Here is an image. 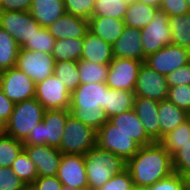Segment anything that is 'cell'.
Here are the masks:
<instances>
[{
  "label": "cell",
  "mask_w": 190,
  "mask_h": 190,
  "mask_svg": "<svg viewBox=\"0 0 190 190\" xmlns=\"http://www.w3.org/2000/svg\"><path fill=\"white\" fill-rule=\"evenodd\" d=\"M134 186L150 187L173 172L172 156L160 142L140 146L138 152L127 161Z\"/></svg>",
  "instance_id": "obj_1"
},
{
  "label": "cell",
  "mask_w": 190,
  "mask_h": 190,
  "mask_svg": "<svg viewBox=\"0 0 190 190\" xmlns=\"http://www.w3.org/2000/svg\"><path fill=\"white\" fill-rule=\"evenodd\" d=\"M106 86L105 82L80 84L70 97L71 114L96 131L108 121L104 111Z\"/></svg>",
  "instance_id": "obj_2"
},
{
  "label": "cell",
  "mask_w": 190,
  "mask_h": 190,
  "mask_svg": "<svg viewBox=\"0 0 190 190\" xmlns=\"http://www.w3.org/2000/svg\"><path fill=\"white\" fill-rule=\"evenodd\" d=\"M88 190L101 188L115 174L126 170L127 162L110 151L98 146L84 154Z\"/></svg>",
  "instance_id": "obj_3"
},
{
  "label": "cell",
  "mask_w": 190,
  "mask_h": 190,
  "mask_svg": "<svg viewBox=\"0 0 190 190\" xmlns=\"http://www.w3.org/2000/svg\"><path fill=\"white\" fill-rule=\"evenodd\" d=\"M45 108L32 98L15 103L9 120L5 123V133L24 142L35 125L43 121Z\"/></svg>",
  "instance_id": "obj_4"
},
{
  "label": "cell",
  "mask_w": 190,
  "mask_h": 190,
  "mask_svg": "<svg viewBox=\"0 0 190 190\" xmlns=\"http://www.w3.org/2000/svg\"><path fill=\"white\" fill-rule=\"evenodd\" d=\"M70 114L69 109L45 110L43 121L35 125L34 130H31L23 144H46L51 147L59 148L64 127Z\"/></svg>",
  "instance_id": "obj_5"
},
{
  "label": "cell",
  "mask_w": 190,
  "mask_h": 190,
  "mask_svg": "<svg viewBox=\"0 0 190 190\" xmlns=\"http://www.w3.org/2000/svg\"><path fill=\"white\" fill-rule=\"evenodd\" d=\"M96 146L97 131L70 114L58 150L62 154L84 155Z\"/></svg>",
  "instance_id": "obj_6"
},
{
  "label": "cell",
  "mask_w": 190,
  "mask_h": 190,
  "mask_svg": "<svg viewBox=\"0 0 190 190\" xmlns=\"http://www.w3.org/2000/svg\"><path fill=\"white\" fill-rule=\"evenodd\" d=\"M97 146L112 152L126 162L139 150L140 145L131 136L117 130L109 121L97 131Z\"/></svg>",
  "instance_id": "obj_7"
},
{
  "label": "cell",
  "mask_w": 190,
  "mask_h": 190,
  "mask_svg": "<svg viewBox=\"0 0 190 190\" xmlns=\"http://www.w3.org/2000/svg\"><path fill=\"white\" fill-rule=\"evenodd\" d=\"M54 65L52 54L20 48L15 67L37 84L53 75Z\"/></svg>",
  "instance_id": "obj_8"
},
{
  "label": "cell",
  "mask_w": 190,
  "mask_h": 190,
  "mask_svg": "<svg viewBox=\"0 0 190 190\" xmlns=\"http://www.w3.org/2000/svg\"><path fill=\"white\" fill-rule=\"evenodd\" d=\"M143 53L147 57L171 44L172 32L169 27V16L158 10L151 23L141 30Z\"/></svg>",
  "instance_id": "obj_9"
},
{
  "label": "cell",
  "mask_w": 190,
  "mask_h": 190,
  "mask_svg": "<svg viewBox=\"0 0 190 190\" xmlns=\"http://www.w3.org/2000/svg\"><path fill=\"white\" fill-rule=\"evenodd\" d=\"M142 63L143 61L136 59L113 58L105 83L112 89L134 92Z\"/></svg>",
  "instance_id": "obj_10"
},
{
  "label": "cell",
  "mask_w": 190,
  "mask_h": 190,
  "mask_svg": "<svg viewBox=\"0 0 190 190\" xmlns=\"http://www.w3.org/2000/svg\"><path fill=\"white\" fill-rule=\"evenodd\" d=\"M0 27L10 34L21 47L41 27L29 11L0 12Z\"/></svg>",
  "instance_id": "obj_11"
},
{
  "label": "cell",
  "mask_w": 190,
  "mask_h": 190,
  "mask_svg": "<svg viewBox=\"0 0 190 190\" xmlns=\"http://www.w3.org/2000/svg\"><path fill=\"white\" fill-rule=\"evenodd\" d=\"M71 93L54 74L36 84L35 98L45 110L69 109Z\"/></svg>",
  "instance_id": "obj_12"
},
{
  "label": "cell",
  "mask_w": 190,
  "mask_h": 190,
  "mask_svg": "<svg viewBox=\"0 0 190 190\" xmlns=\"http://www.w3.org/2000/svg\"><path fill=\"white\" fill-rule=\"evenodd\" d=\"M190 62V49L169 44L150 54L145 59V64L163 76Z\"/></svg>",
  "instance_id": "obj_13"
},
{
  "label": "cell",
  "mask_w": 190,
  "mask_h": 190,
  "mask_svg": "<svg viewBox=\"0 0 190 190\" xmlns=\"http://www.w3.org/2000/svg\"><path fill=\"white\" fill-rule=\"evenodd\" d=\"M35 82L16 67L3 71L1 90L14 103L35 98Z\"/></svg>",
  "instance_id": "obj_14"
},
{
  "label": "cell",
  "mask_w": 190,
  "mask_h": 190,
  "mask_svg": "<svg viewBox=\"0 0 190 190\" xmlns=\"http://www.w3.org/2000/svg\"><path fill=\"white\" fill-rule=\"evenodd\" d=\"M134 95L157 102L167 99L168 85L166 77L143 62L139 69Z\"/></svg>",
  "instance_id": "obj_15"
},
{
  "label": "cell",
  "mask_w": 190,
  "mask_h": 190,
  "mask_svg": "<svg viewBox=\"0 0 190 190\" xmlns=\"http://www.w3.org/2000/svg\"><path fill=\"white\" fill-rule=\"evenodd\" d=\"M56 176L64 186L78 190H88L84 155L62 154Z\"/></svg>",
  "instance_id": "obj_16"
},
{
  "label": "cell",
  "mask_w": 190,
  "mask_h": 190,
  "mask_svg": "<svg viewBox=\"0 0 190 190\" xmlns=\"http://www.w3.org/2000/svg\"><path fill=\"white\" fill-rule=\"evenodd\" d=\"M29 158L36 166L38 177L55 176L62 160L58 148L48 145H24Z\"/></svg>",
  "instance_id": "obj_17"
},
{
  "label": "cell",
  "mask_w": 190,
  "mask_h": 190,
  "mask_svg": "<svg viewBox=\"0 0 190 190\" xmlns=\"http://www.w3.org/2000/svg\"><path fill=\"white\" fill-rule=\"evenodd\" d=\"M141 43V31L125 25L122 35L112 46L113 57L130 58L145 62L146 56L143 53Z\"/></svg>",
  "instance_id": "obj_18"
},
{
  "label": "cell",
  "mask_w": 190,
  "mask_h": 190,
  "mask_svg": "<svg viewBox=\"0 0 190 190\" xmlns=\"http://www.w3.org/2000/svg\"><path fill=\"white\" fill-rule=\"evenodd\" d=\"M159 102L145 97H134L133 110L144 126L147 135L154 141H160Z\"/></svg>",
  "instance_id": "obj_19"
},
{
  "label": "cell",
  "mask_w": 190,
  "mask_h": 190,
  "mask_svg": "<svg viewBox=\"0 0 190 190\" xmlns=\"http://www.w3.org/2000/svg\"><path fill=\"white\" fill-rule=\"evenodd\" d=\"M47 29L56 40L84 38L89 31V20L64 13L53 24H50Z\"/></svg>",
  "instance_id": "obj_20"
},
{
  "label": "cell",
  "mask_w": 190,
  "mask_h": 190,
  "mask_svg": "<svg viewBox=\"0 0 190 190\" xmlns=\"http://www.w3.org/2000/svg\"><path fill=\"white\" fill-rule=\"evenodd\" d=\"M108 121L116 126L117 130L131 136L140 146H147L154 143L145 132L144 126L133 109L111 117Z\"/></svg>",
  "instance_id": "obj_21"
},
{
  "label": "cell",
  "mask_w": 190,
  "mask_h": 190,
  "mask_svg": "<svg viewBox=\"0 0 190 190\" xmlns=\"http://www.w3.org/2000/svg\"><path fill=\"white\" fill-rule=\"evenodd\" d=\"M113 58L112 45L88 31L84 37L81 60L98 64H110Z\"/></svg>",
  "instance_id": "obj_22"
},
{
  "label": "cell",
  "mask_w": 190,
  "mask_h": 190,
  "mask_svg": "<svg viewBox=\"0 0 190 190\" xmlns=\"http://www.w3.org/2000/svg\"><path fill=\"white\" fill-rule=\"evenodd\" d=\"M30 14L34 20L47 28L66 13L64 0H33Z\"/></svg>",
  "instance_id": "obj_23"
},
{
  "label": "cell",
  "mask_w": 190,
  "mask_h": 190,
  "mask_svg": "<svg viewBox=\"0 0 190 190\" xmlns=\"http://www.w3.org/2000/svg\"><path fill=\"white\" fill-rule=\"evenodd\" d=\"M158 117L160 122V140L190 118V114L178 108L168 99L159 102Z\"/></svg>",
  "instance_id": "obj_24"
},
{
  "label": "cell",
  "mask_w": 190,
  "mask_h": 190,
  "mask_svg": "<svg viewBox=\"0 0 190 190\" xmlns=\"http://www.w3.org/2000/svg\"><path fill=\"white\" fill-rule=\"evenodd\" d=\"M125 27L123 20L107 17H91L89 31L107 43L113 44L122 35Z\"/></svg>",
  "instance_id": "obj_25"
},
{
  "label": "cell",
  "mask_w": 190,
  "mask_h": 190,
  "mask_svg": "<svg viewBox=\"0 0 190 190\" xmlns=\"http://www.w3.org/2000/svg\"><path fill=\"white\" fill-rule=\"evenodd\" d=\"M134 92L112 89L106 86L104 111L107 118L117 116L133 109Z\"/></svg>",
  "instance_id": "obj_26"
},
{
  "label": "cell",
  "mask_w": 190,
  "mask_h": 190,
  "mask_svg": "<svg viewBox=\"0 0 190 190\" xmlns=\"http://www.w3.org/2000/svg\"><path fill=\"white\" fill-rule=\"evenodd\" d=\"M158 10L159 8L135 1L128 5L123 22L126 26L141 30L152 22Z\"/></svg>",
  "instance_id": "obj_27"
},
{
  "label": "cell",
  "mask_w": 190,
  "mask_h": 190,
  "mask_svg": "<svg viewBox=\"0 0 190 190\" xmlns=\"http://www.w3.org/2000/svg\"><path fill=\"white\" fill-rule=\"evenodd\" d=\"M84 38H66L55 41L52 56L55 62L80 61L83 51Z\"/></svg>",
  "instance_id": "obj_28"
},
{
  "label": "cell",
  "mask_w": 190,
  "mask_h": 190,
  "mask_svg": "<svg viewBox=\"0 0 190 190\" xmlns=\"http://www.w3.org/2000/svg\"><path fill=\"white\" fill-rule=\"evenodd\" d=\"M169 27L172 32L171 44L190 49V12L169 17Z\"/></svg>",
  "instance_id": "obj_29"
},
{
  "label": "cell",
  "mask_w": 190,
  "mask_h": 190,
  "mask_svg": "<svg viewBox=\"0 0 190 190\" xmlns=\"http://www.w3.org/2000/svg\"><path fill=\"white\" fill-rule=\"evenodd\" d=\"M53 74L65 84L70 93L81 84L78 62L76 61L63 60L55 62Z\"/></svg>",
  "instance_id": "obj_30"
},
{
  "label": "cell",
  "mask_w": 190,
  "mask_h": 190,
  "mask_svg": "<svg viewBox=\"0 0 190 190\" xmlns=\"http://www.w3.org/2000/svg\"><path fill=\"white\" fill-rule=\"evenodd\" d=\"M19 49L14 38L0 27V69L15 67Z\"/></svg>",
  "instance_id": "obj_31"
},
{
  "label": "cell",
  "mask_w": 190,
  "mask_h": 190,
  "mask_svg": "<svg viewBox=\"0 0 190 190\" xmlns=\"http://www.w3.org/2000/svg\"><path fill=\"white\" fill-rule=\"evenodd\" d=\"M109 64H98L88 60L78 61L81 84L106 82Z\"/></svg>",
  "instance_id": "obj_32"
},
{
  "label": "cell",
  "mask_w": 190,
  "mask_h": 190,
  "mask_svg": "<svg viewBox=\"0 0 190 190\" xmlns=\"http://www.w3.org/2000/svg\"><path fill=\"white\" fill-rule=\"evenodd\" d=\"M190 139V118L165 135L159 142L173 156Z\"/></svg>",
  "instance_id": "obj_33"
},
{
  "label": "cell",
  "mask_w": 190,
  "mask_h": 190,
  "mask_svg": "<svg viewBox=\"0 0 190 190\" xmlns=\"http://www.w3.org/2000/svg\"><path fill=\"white\" fill-rule=\"evenodd\" d=\"M23 149L22 141L6 133L0 134V167H10Z\"/></svg>",
  "instance_id": "obj_34"
},
{
  "label": "cell",
  "mask_w": 190,
  "mask_h": 190,
  "mask_svg": "<svg viewBox=\"0 0 190 190\" xmlns=\"http://www.w3.org/2000/svg\"><path fill=\"white\" fill-rule=\"evenodd\" d=\"M10 168L26 185H31L38 177L36 166L24 149L14 160Z\"/></svg>",
  "instance_id": "obj_35"
},
{
  "label": "cell",
  "mask_w": 190,
  "mask_h": 190,
  "mask_svg": "<svg viewBox=\"0 0 190 190\" xmlns=\"http://www.w3.org/2000/svg\"><path fill=\"white\" fill-rule=\"evenodd\" d=\"M128 5L122 0H96L92 17H107L123 20Z\"/></svg>",
  "instance_id": "obj_36"
},
{
  "label": "cell",
  "mask_w": 190,
  "mask_h": 190,
  "mask_svg": "<svg viewBox=\"0 0 190 190\" xmlns=\"http://www.w3.org/2000/svg\"><path fill=\"white\" fill-rule=\"evenodd\" d=\"M55 41L47 28L40 27L20 48L52 54Z\"/></svg>",
  "instance_id": "obj_37"
},
{
  "label": "cell",
  "mask_w": 190,
  "mask_h": 190,
  "mask_svg": "<svg viewBox=\"0 0 190 190\" xmlns=\"http://www.w3.org/2000/svg\"><path fill=\"white\" fill-rule=\"evenodd\" d=\"M173 172L190 177V139L172 156Z\"/></svg>",
  "instance_id": "obj_38"
},
{
  "label": "cell",
  "mask_w": 190,
  "mask_h": 190,
  "mask_svg": "<svg viewBox=\"0 0 190 190\" xmlns=\"http://www.w3.org/2000/svg\"><path fill=\"white\" fill-rule=\"evenodd\" d=\"M96 0H64L66 13L89 20L93 16Z\"/></svg>",
  "instance_id": "obj_39"
},
{
  "label": "cell",
  "mask_w": 190,
  "mask_h": 190,
  "mask_svg": "<svg viewBox=\"0 0 190 190\" xmlns=\"http://www.w3.org/2000/svg\"><path fill=\"white\" fill-rule=\"evenodd\" d=\"M167 99L190 114V85L169 87Z\"/></svg>",
  "instance_id": "obj_40"
},
{
  "label": "cell",
  "mask_w": 190,
  "mask_h": 190,
  "mask_svg": "<svg viewBox=\"0 0 190 190\" xmlns=\"http://www.w3.org/2000/svg\"><path fill=\"white\" fill-rule=\"evenodd\" d=\"M150 190H189V179L178 173H172L150 186Z\"/></svg>",
  "instance_id": "obj_41"
},
{
  "label": "cell",
  "mask_w": 190,
  "mask_h": 190,
  "mask_svg": "<svg viewBox=\"0 0 190 190\" xmlns=\"http://www.w3.org/2000/svg\"><path fill=\"white\" fill-rule=\"evenodd\" d=\"M134 184L129 171L115 174L101 188L97 190H133Z\"/></svg>",
  "instance_id": "obj_42"
},
{
  "label": "cell",
  "mask_w": 190,
  "mask_h": 190,
  "mask_svg": "<svg viewBox=\"0 0 190 190\" xmlns=\"http://www.w3.org/2000/svg\"><path fill=\"white\" fill-rule=\"evenodd\" d=\"M25 186L10 167H0V190H22Z\"/></svg>",
  "instance_id": "obj_43"
},
{
  "label": "cell",
  "mask_w": 190,
  "mask_h": 190,
  "mask_svg": "<svg viewBox=\"0 0 190 190\" xmlns=\"http://www.w3.org/2000/svg\"><path fill=\"white\" fill-rule=\"evenodd\" d=\"M159 10L165 12L169 17L185 15L190 12L186 0H161Z\"/></svg>",
  "instance_id": "obj_44"
},
{
  "label": "cell",
  "mask_w": 190,
  "mask_h": 190,
  "mask_svg": "<svg viewBox=\"0 0 190 190\" xmlns=\"http://www.w3.org/2000/svg\"><path fill=\"white\" fill-rule=\"evenodd\" d=\"M165 77L168 88L178 85H190V62L174 70Z\"/></svg>",
  "instance_id": "obj_45"
},
{
  "label": "cell",
  "mask_w": 190,
  "mask_h": 190,
  "mask_svg": "<svg viewBox=\"0 0 190 190\" xmlns=\"http://www.w3.org/2000/svg\"><path fill=\"white\" fill-rule=\"evenodd\" d=\"M31 185L34 190H61L63 187L56 175L37 177Z\"/></svg>",
  "instance_id": "obj_46"
},
{
  "label": "cell",
  "mask_w": 190,
  "mask_h": 190,
  "mask_svg": "<svg viewBox=\"0 0 190 190\" xmlns=\"http://www.w3.org/2000/svg\"><path fill=\"white\" fill-rule=\"evenodd\" d=\"M33 0H0L2 11H30Z\"/></svg>",
  "instance_id": "obj_47"
},
{
  "label": "cell",
  "mask_w": 190,
  "mask_h": 190,
  "mask_svg": "<svg viewBox=\"0 0 190 190\" xmlns=\"http://www.w3.org/2000/svg\"><path fill=\"white\" fill-rule=\"evenodd\" d=\"M15 103L11 101L0 88V118L6 123L13 112Z\"/></svg>",
  "instance_id": "obj_48"
},
{
  "label": "cell",
  "mask_w": 190,
  "mask_h": 190,
  "mask_svg": "<svg viewBox=\"0 0 190 190\" xmlns=\"http://www.w3.org/2000/svg\"><path fill=\"white\" fill-rule=\"evenodd\" d=\"M136 1L155 7V8H160V3H161V0H136Z\"/></svg>",
  "instance_id": "obj_49"
},
{
  "label": "cell",
  "mask_w": 190,
  "mask_h": 190,
  "mask_svg": "<svg viewBox=\"0 0 190 190\" xmlns=\"http://www.w3.org/2000/svg\"><path fill=\"white\" fill-rule=\"evenodd\" d=\"M3 133H5V123L0 118V134H3Z\"/></svg>",
  "instance_id": "obj_50"
},
{
  "label": "cell",
  "mask_w": 190,
  "mask_h": 190,
  "mask_svg": "<svg viewBox=\"0 0 190 190\" xmlns=\"http://www.w3.org/2000/svg\"><path fill=\"white\" fill-rule=\"evenodd\" d=\"M133 190H150V187H139V186H134Z\"/></svg>",
  "instance_id": "obj_51"
},
{
  "label": "cell",
  "mask_w": 190,
  "mask_h": 190,
  "mask_svg": "<svg viewBox=\"0 0 190 190\" xmlns=\"http://www.w3.org/2000/svg\"><path fill=\"white\" fill-rule=\"evenodd\" d=\"M22 190H34L32 185H26Z\"/></svg>",
  "instance_id": "obj_52"
},
{
  "label": "cell",
  "mask_w": 190,
  "mask_h": 190,
  "mask_svg": "<svg viewBox=\"0 0 190 190\" xmlns=\"http://www.w3.org/2000/svg\"><path fill=\"white\" fill-rule=\"evenodd\" d=\"M125 4L130 5L131 3L135 2L136 0H122Z\"/></svg>",
  "instance_id": "obj_53"
},
{
  "label": "cell",
  "mask_w": 190,
  "mask_h": 190,
  "mask_svg": "<svg viewBox=\"0 0 190 190\" xmlns=\"http://www.w3.org/2000/svg\"><path fill=\"white\" fill-rule=\"evenodd\" d=\"M61 190H78V189L69 188V187L63 185Z\"/></svg>",
  "instance_id": "obj_54"
},
{
  "label": "cell",
  "mask_w": 190,
  "mask_h": 190,
  "mask_svg": "<svg viewBox=\"0 0 190 190\" xmlns=\"http://www.w3.org/2000/svg\"><path fill=\"white\" fill-rule=\"evenodd\" d=\"M2 75H3V70L0 69V84H1V81H2Z\"/></svg>",
  "instance_id": "obj_55"
},
{
  "label": "cell",
  "mask_w": 190,
  "mask_h": 190,
  "mask_svg": "<svg viewBox=\"0 0 190 190\" xmlns=\"http://www.w3.org/2000/svg\"><path fill=\"white\" fill-rule=\"evenodd\" d=\"M186 2H187V4L189 5V7H190V0H186Z\"/></svg>",
  "instance_id": "obj_56"
}]
</instances>
